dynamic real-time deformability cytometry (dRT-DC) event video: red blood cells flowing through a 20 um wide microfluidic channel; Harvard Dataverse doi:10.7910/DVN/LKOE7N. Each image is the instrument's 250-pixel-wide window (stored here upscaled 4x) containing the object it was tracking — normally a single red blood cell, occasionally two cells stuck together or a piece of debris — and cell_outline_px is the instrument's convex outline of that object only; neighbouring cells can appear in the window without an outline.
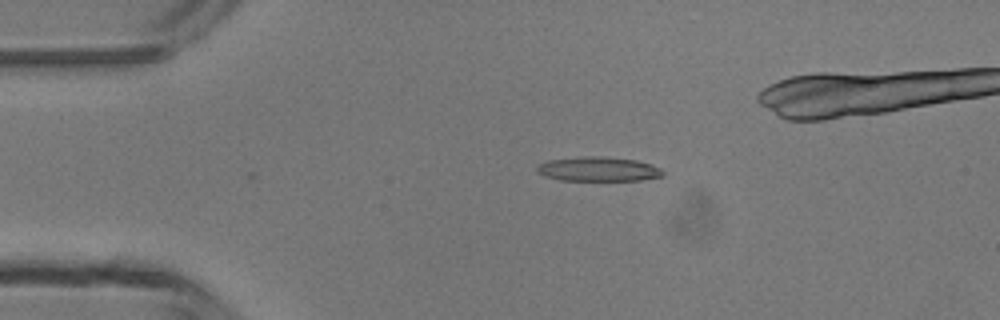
{"species": "common noctule bat (a hibernating species)", "species_latin": "Nyctalus noctula", "temperature_condition": "room temperature", "stored_images_in_passage": 4, "camera_frame_rate_fps": 3000, "um_per_image_px": 0.085, "animal": {"sex": "male", "body_mass_g": 13.3}, "frame": {"image": 1, "passage_image": 2, "time_ms": 1.0, "image_size_px": [1000, 320], "cell_outline_px": [[664, 176], [640, 180], [560, 180], [536, 172], [536, 168], [540, 164], [548, 160], [584, 156], [600, 156], [636, 160], [652, 164], [660, 168], [664, 172]], "centroid_in_image_um": [50.89, 14.37], "position_along_channel_um": 34.1, "area_um2": 17.8}}